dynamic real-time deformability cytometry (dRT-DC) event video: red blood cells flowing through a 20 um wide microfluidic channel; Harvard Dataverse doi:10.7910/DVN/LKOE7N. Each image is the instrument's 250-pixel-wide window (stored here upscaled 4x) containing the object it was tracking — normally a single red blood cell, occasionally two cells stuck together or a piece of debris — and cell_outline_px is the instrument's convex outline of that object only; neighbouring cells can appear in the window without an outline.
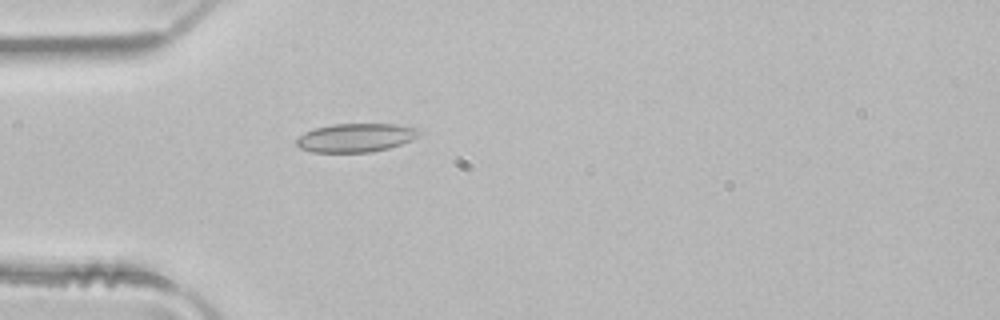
{"species": "common noctule bat (a hibernating species)", "species_latin": "Nyctalus noctula", "temperature_condition": "room temperature", "stored_images_in_passage": 3, "camera_frame_rate_fps": 3000, "um_per_image_px": 0.085, "animal": {"sex": "male", "body_mass_g": 21.5, "forearm_length_mm": 52.0}, "frame": {"image": 1, "passage_image": 3, "time_ms": 0.667, "image_size_px": [1000, 320], "cell_outline_px": [[420, 136], [412, 140], [388, 148], [372, 152], [312, 152], [300, 148], [296, 144], [296, 140], [304, 132], [316, 128], [332, 124], [396, 124], [416, 128], [420, 132]], "centroid_in_image_um": [30.24, 11.7], "position_along_channel_um": 54.8, "area_um2": 20.4}}